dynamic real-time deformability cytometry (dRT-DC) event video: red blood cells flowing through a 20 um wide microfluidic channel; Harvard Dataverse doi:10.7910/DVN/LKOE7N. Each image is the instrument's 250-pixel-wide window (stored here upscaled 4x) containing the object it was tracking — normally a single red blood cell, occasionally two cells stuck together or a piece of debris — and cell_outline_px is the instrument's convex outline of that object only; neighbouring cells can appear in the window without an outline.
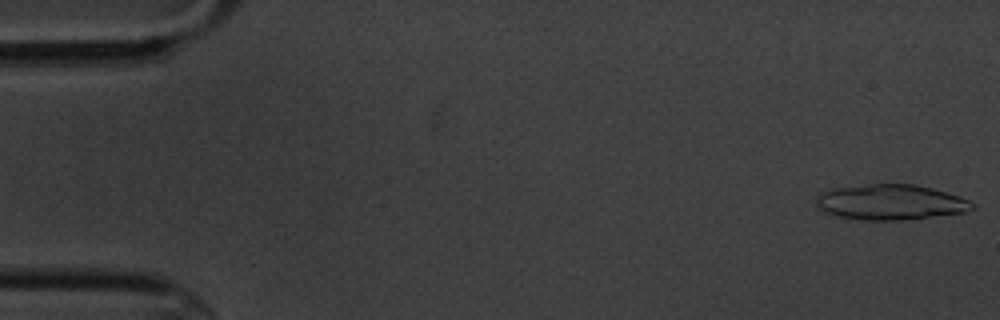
{"species": "common noctule bat (a hibernating species)", "species_latin": "Nyctalus noctula", "temperature_condition": "cold", "stored_images_in_passage": 5, "camera_frame_rate_fps": 3000, "um_per_image_px": 0.085, "animal": {"sex": "male", "body_mass_g": 20.1, "forearm_length_mm": 53.5}, "frame": {"image": 1, "passage_image": 1, "time_ms": 0.0, "image_size_px": [1000, 320], "cell_outline_px": [[976, 208], [964, 212], [900, 220], [860, 220], [836, 216], [824, 212], [816, 208], [816, 200], [820, 192], [832, 188], [872, 184], [912, 184], [932, 188], [960, 196], [976, 204]], "centroid_in_image_um": [75.66, 17.19], "position_along_channel_um": 9.3, "area_um2": 32.25}}